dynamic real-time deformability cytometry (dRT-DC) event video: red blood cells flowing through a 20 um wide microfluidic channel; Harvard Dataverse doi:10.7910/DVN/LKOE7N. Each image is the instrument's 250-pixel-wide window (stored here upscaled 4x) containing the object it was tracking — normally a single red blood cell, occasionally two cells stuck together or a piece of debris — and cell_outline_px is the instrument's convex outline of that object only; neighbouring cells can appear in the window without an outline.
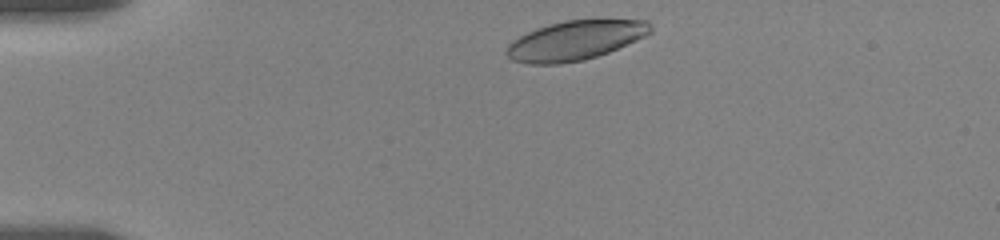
{"species": "human", "species_latin": "Homo sapiens", "temperature_condition": "room temperature", "stored_images_in_passage": 38, "camera_frame_rate_fps": 3000, "um_per_image_px": 0.085, "donor": {"sex": "female"}, "frame": {"image": 1, "passage_image": 2, "time_ms": 0.333, "image_size_px": [1000, 240], "cell_outline_px": [[652, 32], [636, 40], [608, 52], [584, 60], [560, 64], [528, 64], [512, 60], [504, 52], [508, 44], [512, 40], [536, 28], [548, 24], [564, 20], [596, 16], [648, 20], [652, 28]], "centroid_in_image_um": [48.94, 3.37], "position_along_channel_um": 36.1, "area_um2": 34.22}}
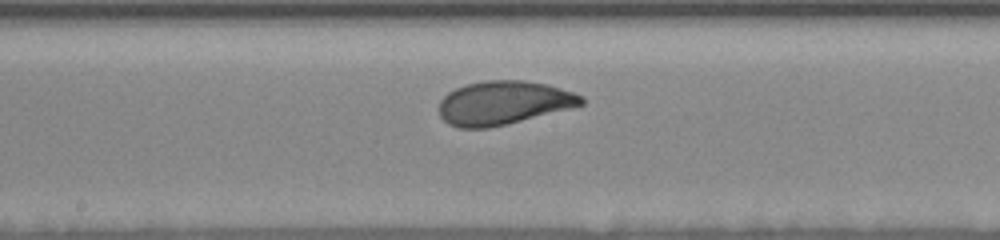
{"frame": {"image": 2, "passage_image": 23, "time_ms": 6.667, "image_size_px": [1000, 240], "cell_outline_px": [[584, 104], [572, 108], [508, 124], [488, 128], [456, 128], [448, 124], [440, 116], [440, 100], [448, 92], [464, 84], [484, 80], [524, 80], [548, 84], [584, 96]], "centroid_in_image_um": [42.8, 8.74], "position_along_channel_um": 205.4, "area_um2": 36.53}}
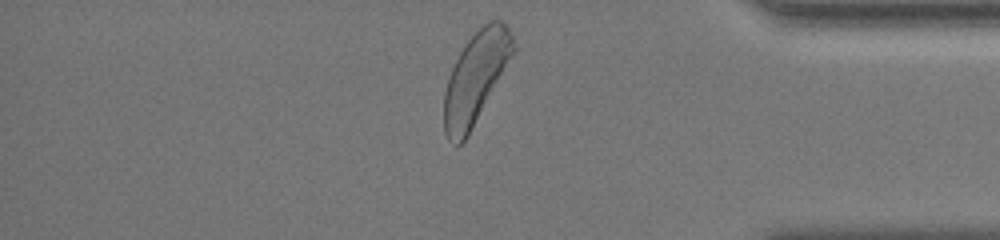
{"frame": {"image": 3, "passage_image": 38, "time_ms": 12.667, "image_size_px": [1000, 240], "cell_outline_px": [[516, 48], [468, 136], [460, 144], [456, 144], [448, 140], [444, 132], [444, 92], [448, 76], [460, 52], [468, 40], [488, 20], [500, 20], [508, 28], [512, 36]], "centroid_in_image_um": [40.41, 6.62], "position_along_channel_um": 394.8, "area_um2": 36.07}, "authors_computed_cell_mechanics": {"area_um2": 35.9516, "velocity_mm_per_s": 3.4724, "shape_relaxation_time_tau1_ms": 2.3523, "shape_relaxation_time_tau2_ms": 1.1982, "deformation_change_tau1": 0.1331, "deformation_change_tau2": 0.0586}}